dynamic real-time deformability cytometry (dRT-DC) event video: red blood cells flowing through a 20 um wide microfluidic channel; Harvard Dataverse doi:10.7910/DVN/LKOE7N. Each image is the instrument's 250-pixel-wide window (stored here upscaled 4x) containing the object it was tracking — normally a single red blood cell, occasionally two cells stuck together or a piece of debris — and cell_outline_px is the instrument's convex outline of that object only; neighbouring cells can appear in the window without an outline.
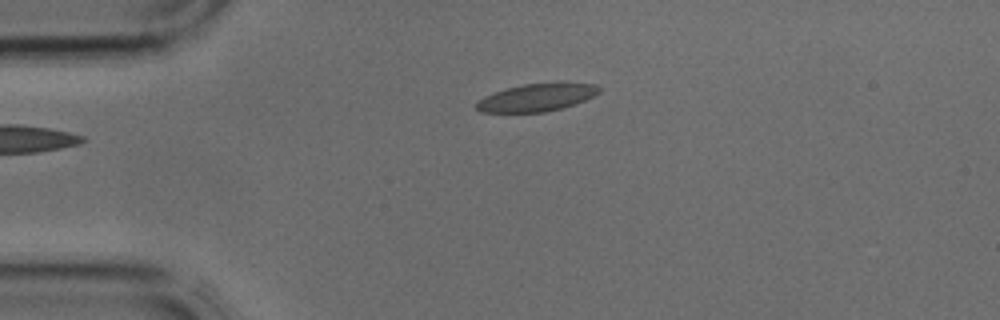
{"species": "common noctule bat (a hibernating species)", "species_latin": "Nyctalus noctula", "temperature_condition": "cold", "stored_images_in_passage": 3, "camera_frame_rate_fps": 3000, "um_per_image_px": 0.085, "animal": {"sex": "male", "body_mass_g": 17.9, "forearm_length_mm": 54.2}, "frame": {"image": 1, "passage_image": 3, "time_ms": 0.667, "image_size_px": [1000, 320], "cell_outline_px": [[600, 92], [576, 104], [564, 108], [544, 112], [480, 112], [476, 108], [476, 100], [484, 96], [508, 88], [524, 84], [564, 80], [596, 84], [600, 88]], "centroid_in_image_um": [45.69, 8.25], "position_along_channel_um": 39.3, "area_um2": 20.35}}